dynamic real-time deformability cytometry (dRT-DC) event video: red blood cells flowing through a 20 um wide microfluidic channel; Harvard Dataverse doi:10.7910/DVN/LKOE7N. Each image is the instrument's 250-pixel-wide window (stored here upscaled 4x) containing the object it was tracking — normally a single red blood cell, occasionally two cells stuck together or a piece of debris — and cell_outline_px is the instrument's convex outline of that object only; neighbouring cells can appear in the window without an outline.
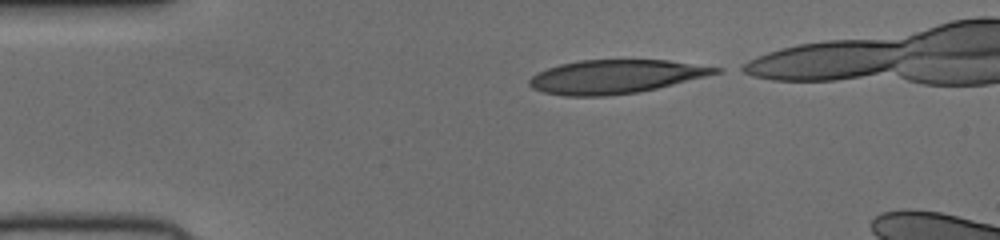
{"species": "human", "species_latin": "Homo sapiens", "temperature_condition": "cold", "stored_images_in_passage": 37, "camera_frame_rate_fps": 3000, "um_per_image_px": 0.085, "donor": {"sex": "female"}, "frame": {"image": 1, "passage_image": 1, "time_ms": 0.0, "image_size_px": [1000, 240], "cell_outline_px": [[724, 68], [720, 72], [656, 88], [636, 92], [604, 96], [568, 96], [544, 92], [532, 88], [528, 84], [528, 80], [532, 76], [548, 68], [560, 64], [580, 60], [668, 60]], "centroid_in_image_um": [52.29, 6.51], "position_along_channel_um": 32.7, "area_um2": 36.01}}
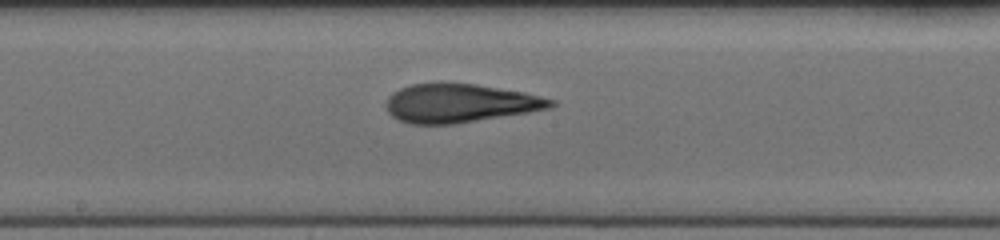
{"frame": {"image": 2, "passage_image": 18, "time_ms": 5.667, "image_size_px": [1000, 240], "cell_outline_px": [[556, 104], [548, 108], [528, 112], [452, 124], [412, 124], [400, 120], [392, 116], [388, 112], [388, 96], [392, 92], [400, 88], [412, 84], [476, 84], [524, 92], [556, 100]], "centroid_in_image_um": [39.1, 8.77], "position_along_channel_um": 209.1, "area_um2": 36.41}}
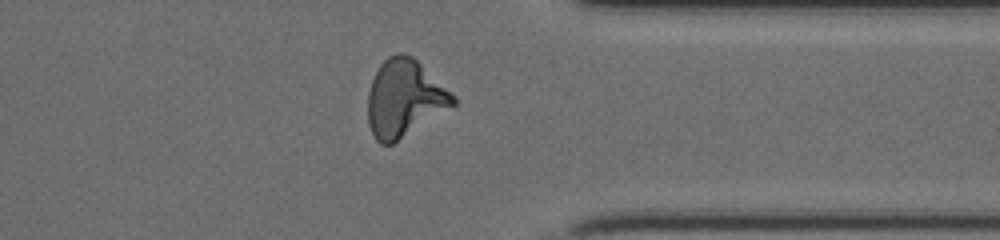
{"frame": {"image": 3, "passage_image": 31, "time_ms": 10.0, "image_size_px": [1000, 240], "cell_outline_px": [[456, 104], [392, 144], [380, 144], [376, 140], [368, 124], [368, 92], [372, 80], [380, 64], [388, 56], [400, 52], [404, 52], [412, 56], [456, 100]], "centroid_in_image_um": [34.31, 8.37], "position_along_channel_um": 377.1, "area_um2": 37.34}}